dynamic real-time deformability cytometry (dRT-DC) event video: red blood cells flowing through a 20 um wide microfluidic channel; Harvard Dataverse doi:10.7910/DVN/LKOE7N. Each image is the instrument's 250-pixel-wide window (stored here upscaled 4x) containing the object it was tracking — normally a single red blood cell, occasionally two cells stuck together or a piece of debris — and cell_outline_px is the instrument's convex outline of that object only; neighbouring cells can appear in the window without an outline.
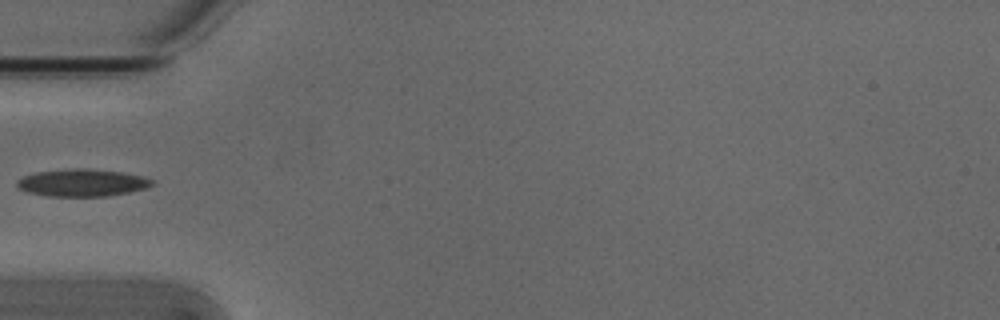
{"species": "Egyptian fruit bat (a non-hibernating species)", "species_latin": "Rousettus aegyptiacus", "temperature_condition": "cold", "stored_images_in_passage": 2, "camera_frame_rate_fps": 3000, "um_per_image_px": 0.085, "animal": {"sex": "male"}, "frame": {"image": 1, "passage_image": 1, "time_ms": 0.0, "image_size_px": [1000, 320], "cell_outline_px": [[156, 184], [144, 188], [128, 192], [108, 196], [48, 196], [28, 192], [16, 188], [16, 180], [24, 176], [36, 172], [76, 168], [88, 168], [120, 172], [144, 176], [152, 180]], "centroid_in_image_um": [6.96, 15.53], "position_along_channel_um": 78.0, "area_um2": 21.5}}
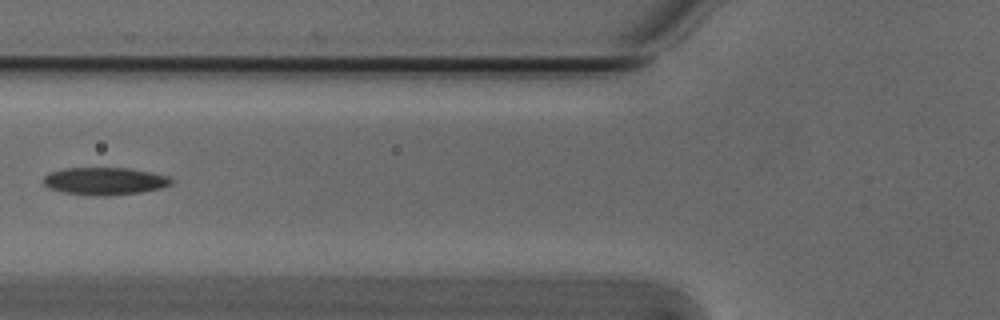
{"frame": {"image": 2, "passage_image": 2, "time_ms": 0.333, "image_size_px": [1000, 320], "cell_outline_px": [[172, 184], [160, 188], [140, 192], [104, 196], [60, 192], [48, 188], [44, 184], [44, 176], [48, 172], [64, 168], [128, 168], [168, 176], [172, 180]], "centroid_in_image_um": [8.85, 15.39], "position_along_channel_um": 117.0, "area_um2": 20.35}}